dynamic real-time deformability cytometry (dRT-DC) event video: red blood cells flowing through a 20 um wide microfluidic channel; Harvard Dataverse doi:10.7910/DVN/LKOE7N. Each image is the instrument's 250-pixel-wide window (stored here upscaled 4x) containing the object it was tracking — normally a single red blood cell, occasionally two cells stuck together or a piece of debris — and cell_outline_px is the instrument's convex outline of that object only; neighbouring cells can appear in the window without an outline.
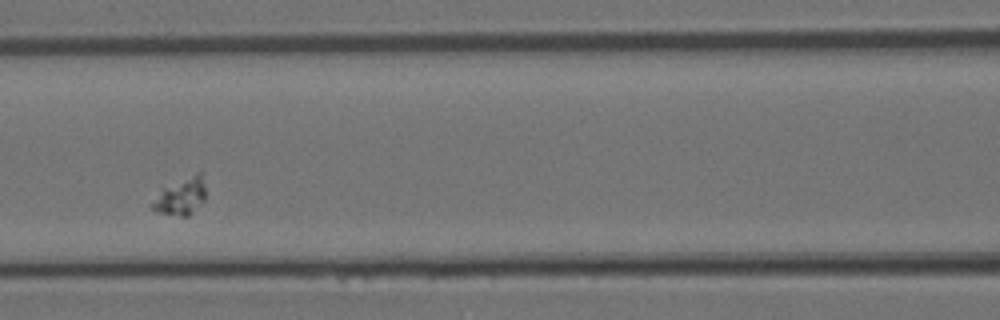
{"species": "Egyptian fruit bat (a non-hibernating species)", "species_latin": "Rousettus aegyptiacus", "temperature_condition": "room temperature", "stored_images_in_passage": 32, "camera_frame_rate_fps": 3000, "um_per_image_px": 0.085, "animal": {"sex": "female"}, "frame": {"image": 1, "passage_image": 10, "time_ms": 3.0, "image_size_px": [1000, 320], "cell_outline_px": [[204, 200], [188, 216], [180, 216], [156, 212], [148, 204], [164, 188], [196, 172], [200, 172], [204, 184]], "centroid_in_image_um": [15.34, 16.71], "position_along_channel_um": 151.3, "area_um2": 11.27}}
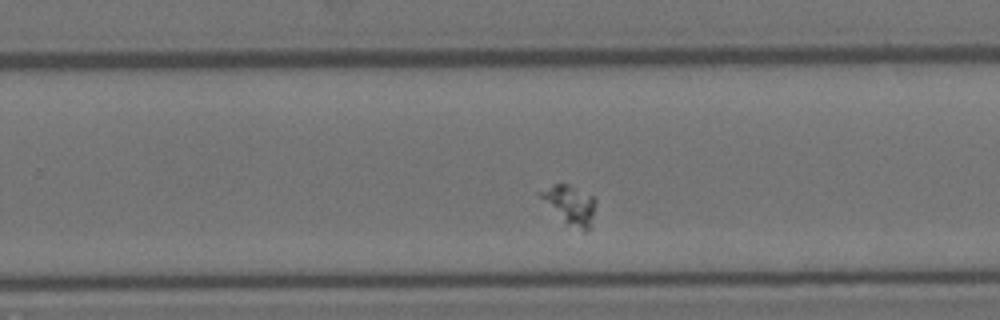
{"frame": {"image": 2, "passage_image": 19, "time_ms": 6.0, "image_size_px": [1000, 320], "cell_outline_px": [[596, 204], [588, 232], [584, 232], [564, 224], [536, 192], [552, 184], [568, 184], [592, 196], [596, 200]], "centroid_in_image_um": [48.44, 17.44], "position_along_channel_um": 281.4, "area_um2": 12.66}}
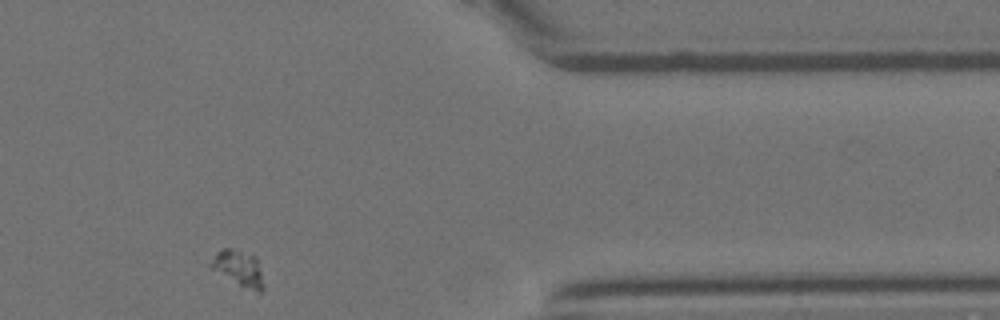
{"frame": {"image": 3, "passage_image": 28, "time_ms": 9.0, "image_size_px": [1000, 320], "cell_outline_px": [[264, 288], [260, 292], [256, 292], [240, 284], [212, 268], [208, 264], [216, 252], [224, 248], [232, 248], [256, 256], [264, 284]], "centroid_in_image_um": [20.3, 22.77], "position_along_channel_um": 391.1, "area_um2": 10.64}}